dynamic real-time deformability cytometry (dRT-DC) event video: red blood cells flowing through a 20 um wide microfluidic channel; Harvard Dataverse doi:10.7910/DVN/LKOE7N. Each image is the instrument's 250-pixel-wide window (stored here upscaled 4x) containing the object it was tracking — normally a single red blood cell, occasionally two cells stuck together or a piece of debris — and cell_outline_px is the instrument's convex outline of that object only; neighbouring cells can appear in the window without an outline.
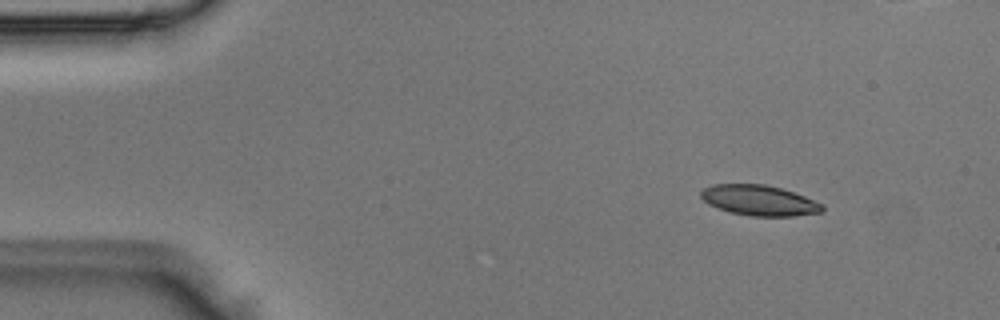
{"species": "Egyptian fruit bat (a non-hibernating species)", "species_latin": "Rousettus aegyptiacus", "temperature_condition": "room temperature", "stored_images_in_passage": 46, "camera_frame_rate_fps": 3000, "um_per_image_px": 0.085, "animal": {"sex": "male"}, "frame": {"image": 1, "passage_image": 1, "time_ms": 0.0, "image_size_px": [1000, 320], "cell_outline_px": [[824, 212], [792, 216], [752, 216], [732, 212], [708, 204], [700, 196], [700, 192], [704, 188], [712, 184], [764, 184], [780, 188], [804, 196], [824, 204]], "centroid_in_image_um": [64.55, 17.03], "position_along_channel_um": 20.4, "area_um2": 21.39}}
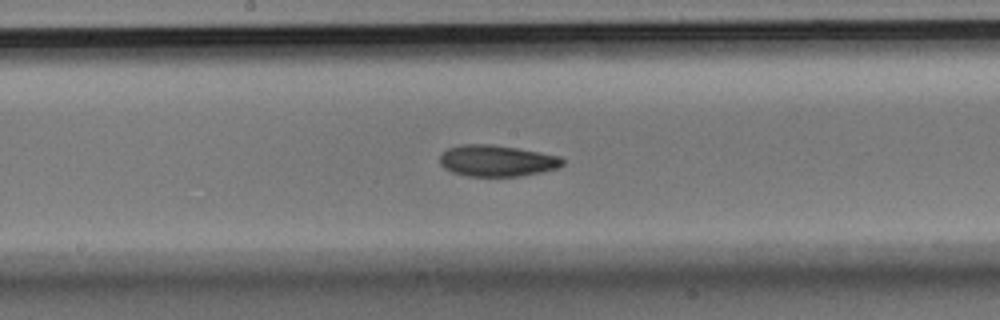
{"frame": {"image": 2, "passage_image": 21, "time_ms": 6.667, "image_size_px": [1000, 320], "cell_outline_px": [[564, 164], [560, 168], [520, 176], [468, 176], [452, 172], [444, 168], [440, 164], [440, 156], [448, 148], [460, 144], [488, 144], [516, 148], [540, 152], [560, 156], [564, 160]], "centroid_in_image_um": [42.25, 13.66], "position_along_channel_um": 206.0, "area_um2": 22.43}}
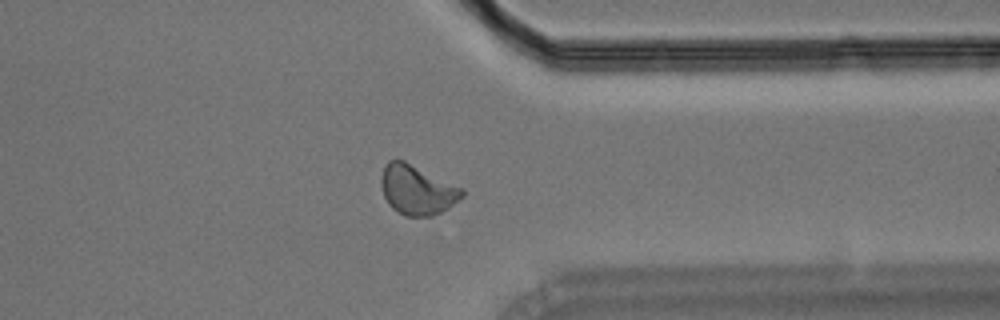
{"frame": {"image": 3, "passage_image": 34, "time_ms": 11.0, "image_size_px": [1000, 320], "cell_outline_px": [[464, 196], [448, 208], [432, 216], [404, 216], [392, 208], [388, 204], [384, 196], [380, 184], [380, 176], [384, 164], [388, 160], [404, 160], [464, 188]], "centroid_in_image_um": [35.44, 16.13], "position_along_channel_um": 376.0, "area_um2": 23.64}}